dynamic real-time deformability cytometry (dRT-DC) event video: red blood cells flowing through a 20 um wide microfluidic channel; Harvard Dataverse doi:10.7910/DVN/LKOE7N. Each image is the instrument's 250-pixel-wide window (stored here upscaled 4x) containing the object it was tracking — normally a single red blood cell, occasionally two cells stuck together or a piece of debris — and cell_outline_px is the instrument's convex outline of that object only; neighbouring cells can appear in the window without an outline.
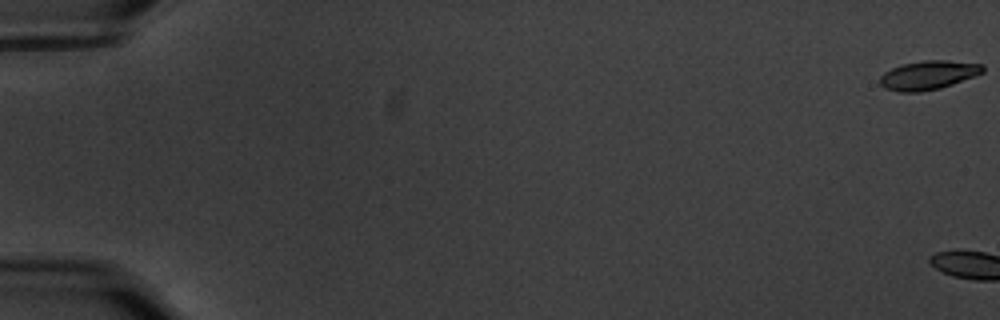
{"species": "common noctule bat (a hibernating species)", "species_latin": "Nyctalus noctula", "temperature_condition": "warm", "stored_images_in_passage": 4, "camera_frame_rate_fps": 3000, "um_per_image_px": 0.085, "animal": {"sex": "male", "body_mass_g": 20.1, "forearm_length_mm": 53.5}, "frame": {"image": 1, "passage_image": 1, "time_ms": 0.0, "image_size_px": [1000, 320], "cell_outline_px": [[984, 72], [976, 76], [940, 88], [920, 92], [900, 92], [884, 88], [880, 84], [880, 76], [884, 72], [892, 68], [904, 64], [924, 60], [944, 60], [984, 64]], "centroid_in_image_um": [78.92, 6.39], "position_along_channel_um": 6.1, "area_um2": 17.34}}